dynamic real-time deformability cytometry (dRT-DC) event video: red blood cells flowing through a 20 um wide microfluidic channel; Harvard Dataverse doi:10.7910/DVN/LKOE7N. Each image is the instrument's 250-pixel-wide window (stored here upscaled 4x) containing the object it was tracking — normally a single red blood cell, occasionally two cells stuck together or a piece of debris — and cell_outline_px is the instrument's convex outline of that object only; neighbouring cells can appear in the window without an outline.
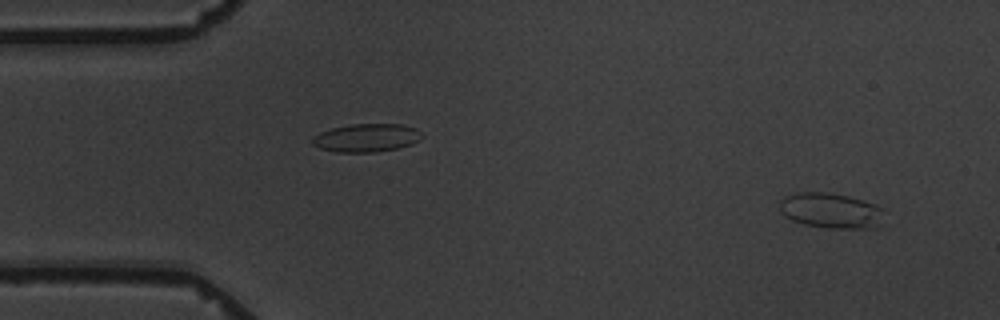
{"species": "common noctule bat (a hibernating species)", "species_latin": "Nyctalus noctula", "temperature_condition": "warm", "stored_images_in_passage": 4, "camera_frame_rate_fps": 3000, "um_per_image_px": 0.085, "animal": {"sex": "male", "body_mass_g": 19.5, "forearm_length_mm": 54.6}, "frame": {"image": 1, "passage_image": 1, "time_ms": 0.0, "image_size_px": [1000, 320], "cell_outline_px": [[884, 208], [880, 224], [876, 228], [828, 228], [804, 224], [792, 220], [784, 216], [780, 212], [780, 200], [784, 196], [796, 192], [824, 192], [848, 196], [876, 204]], "centroid_in_image_um": [70.61, 17.9], "position_along_channel_um": 14.4, "area_um2": 21.68}}